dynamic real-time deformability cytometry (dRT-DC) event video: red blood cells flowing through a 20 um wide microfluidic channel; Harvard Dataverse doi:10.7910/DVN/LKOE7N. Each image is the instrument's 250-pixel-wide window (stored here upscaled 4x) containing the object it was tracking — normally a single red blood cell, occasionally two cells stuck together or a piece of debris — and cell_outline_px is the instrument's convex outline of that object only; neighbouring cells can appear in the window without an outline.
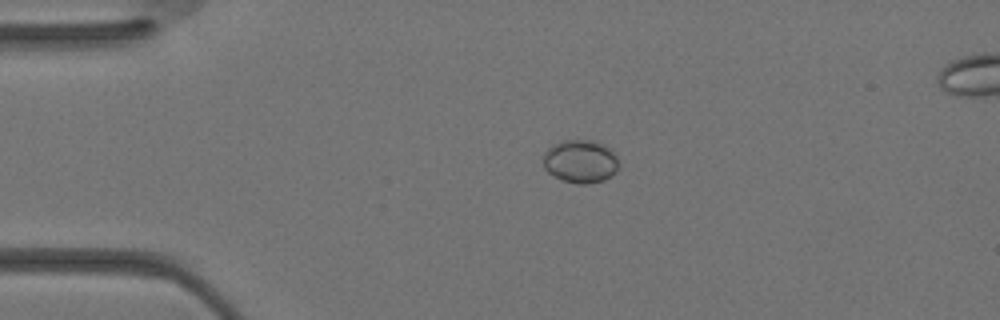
{"species": "Egyptian fruit bat (a non-hibernating species)", "species_latin": "Rousettus aegyptiacus", "temperature_condition": "warm", "stored_images_in_passage": 29, "camera_frame_rate_fps": 3000, "um_per_image_px": 0.085, "animal": {"sex": "female"}, "frame": {"image": 1, "passage_image": 1, "time_ms": 0.0, "image_size_px": [1000, 320], "cell_outline_px": [[620, 164], [616, 172], [612, 176], [604, 180], [588, 184], [576, 184], [552, 176], [544, 168], [544, 152], [552, 144], [564, 140], [592, 140], [612, 148]], "centroid_in_image_um": [49.36, 13.72], "position_along_channel_um": 35.6, "area_um2": 19.31}}
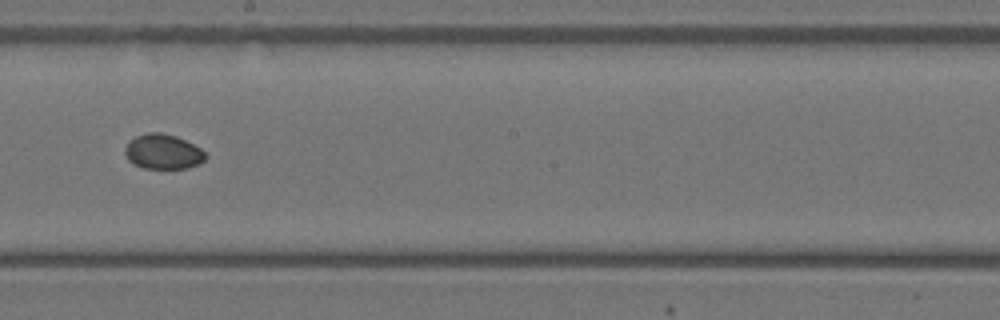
{"frame": {"image": 2, "passage_image": 13, "time_ms": 4.0, "image_size_px": [1000, 320], "cell_outline_px": [[208, 156], [200, 164], [188, 168], [144, 168], [132, 164], [128, 160], [124, 152], [124, 148], [128, 140], [136, 136], [148, 132], [160, 132], [176, 136], [200, 148]], "centroid_in_image_um": [13.83, 12.89], "position_along_channel_um": 234.4, "area_um2": 16.53}}
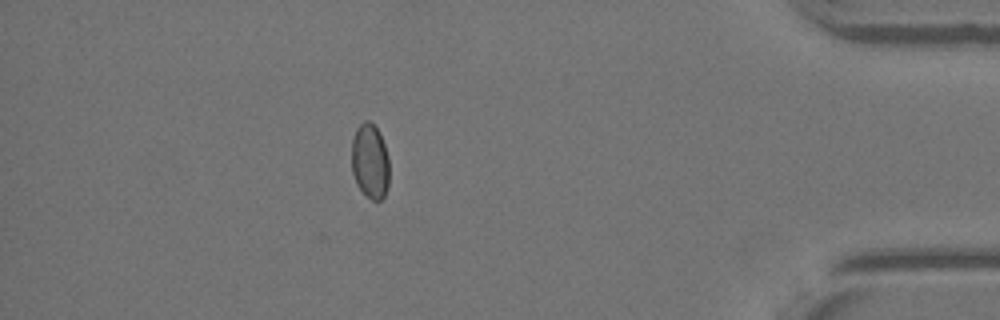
{"frame": {"image": 3, "passage_image": 24, "time_ms": 7.667, "image_size_px": [1000, 320], "cell_outline_px": [[388, 188], [384, 196], [380, 200], [372, 200], [356, 184], [352, 172], [352, 140], [356, 128], [364, 120], [368, 120], [380, 132], [388, 156]], "centroid_in_image_um": [31.45, 13.69], "position_along_channel_um": 403.8, "area_um2": 16.42}}